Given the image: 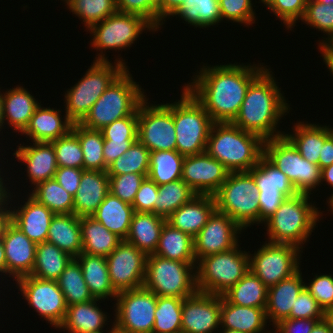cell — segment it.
Here are the masks:
<instances>
[{
  "label": "cell",
  "instance_id": "obj_18",
  "mask_svg": "<svg viewBox=\"0 0 333 333\" xmlns=\"http://www.w3.org/2000/svg\"><path fill=\"white\" fill-rule=\"evenodd\" d=\"M243 229L227 214L215 210L194 238L195 260L234 248Z\"/></svg>",
  "mask_w": 333,
  "mask_h": 333
},
{
  "label": "cell",
  "instance_id": "obj_79",
  "mask_svg": "<svg viewBox=\"0 0 333 333\" xmlns=\"http://www.w3.org/2000/svg\"><path fill=\"white\" fill-rule=\"evenodd\" d=\"M156 7H158L161 3L162 0H150Z\"/></svg>",
  "mask_w": 333,
  "mask_h": 333
},
{
  "label": "cell",
  "instance_id": "obj_49",
  "mask_svg": "<svg viewBox=\"0 0 333 333\" xmlns=\"http://www.w3.org/2000/svg\"><path fill=\"white\" fill-rule=\"evenodd\" d=\"M184 298L157 296L153 331L182 333V304Z\"/></svg>",
  "mask_w": 333,
  "mask_h": 333
},
{
  "label": "cell",
  "instance_id": "obj_52",
  "mask_svg": "<svg viewBox=\"0 0 333 333\" xmlns=\"http://www.w3.org/2000/svg\"><path fill=\"white\" fill-rule=\"evenodd\" d=\"M222 21H233L249 26L255 23L252 0H218ZM254 10V11H253Z\"/></svg>",
  "mask_w": 333,
  "mask_h": 333
},
{
  "label": "cell",
  "instance_id": "obj_23",
  "mask_svg": "<svg viewBox=\"0 0 333 333\" xmlns=\"http://www.w3.org/2000/svg\"><path fill=\"white\" fill-rule=\"evenodd\" d=\"M27 198L21 207L14 206L11 209V222L34 243H43L47 240L48 229L55 214L30 195Z\"/></svg>",
  "mask_w": 333,
  "mask_h": 333
},
{
  "label": "cell",
  "instance_id": "obj_29",
  "mask_svg": "<svg viewBox=\"0 0 333 333\" xmlns=\"http://www.w3.org/2000/svg\"><path fill=\"white\" fill-rule=\"evenodd\" d=\"M98 302L101 303L99 299H93L92 301L67 306L64 320L58 329H64L63 331L66 330L68 333L104 331L105 325L108 326L109 316L106 315L107 312L99 308L101 306Z\"/></svg>",
  "mask_w": 333,
  "mask_h": 333
},
{
  "label": "cell",
  "instance_id": "obj_30",
  "mask_svg": "<svg viewBox=\"0 0 333 333\" xmlns=\"http://www.w3.org/2000/svg\"><path fill=\"white\" fill-rule=\"evenodd\" d=\"M267 322L265 309L234 305L222 296L220 329L245 333H271L265 330Z\"/></svg>",
  "mask_w": 333,
  "mask_h": 333
},
{
  "label": "cell",
  "instance_id": "obj_57",
  "mask_svg": "<svg viewBox=\"0 0 333 333\" xmlns=\"http://www.w3.org/2000/svg\"><path fill=\"white\" fill-rule=\"evenodd\" d=\"M291 319H325V312L316 299L304 287L295 299L290 316Z\"/></svg>",
  "mask_w": 333,
  "mask_h": 333
},
{
  "label": "cell",
  "instance_id": "obj_34",
  "mask_svg": "<svg viewBox=\"0 0 333 333\" xmlns=\"http://www.w3.org/2000/svg\"><path fill=\"white\" fill-rule=\"evenodd\" d=\"M76 258L82 252L80 218L75 214H55L48 229L47 240Z\"/></svg>",
  "mask_w": 333,
  "mask_h": 333
},
{
  "label": "cell",
  "instance_id": "obj_6",
  "mask_svg": "<svg viewBox=\"0 0 333 333\" xmlns=\"http://www.w3.org/2000/svg\"><path fill=\"white\" fill-rule=\"evenodd\" d=\"M124 61H94L80 81L65 92V113L73 124L84 120L97 99L127 69Z\"/></svg>",
  "mask_w": 333,
  "mask_h": 333
},
{
  "label": "cell",
  "instance_id": "obj_64",
  "mask_svg": "<svg viewBox=\"0 0 333 333\" xmlns=\"http://www.w3.org/2000/svg\"><path fill=\"white\" fill-rule=\"evenodd\" d=\"M185 0H162L158 8V30L164 24L163 21L180 7Z\"/></svg>",
  "mask_w": 333,
  "mask_h": 333
},
{
  "label": "cell",
  "instance_id": "obj_1",
  "mask_svg": "<svg viewBox=\"0 0 333 333\" xmlns=\"http://www.w3.org/2000/svg\"><path fill=\"white\" fill-rule=\"evenodd\" d=\"M185 88L203 106L214 123L232 122L251 82L266 68L262 65L230 63L201 66ZM199 73V74H198Z\"/></svg>",
  "mask_w": 333,
  "mask_h": 333
},
{
  "label": "cell",
  "instance_id": "obj_13",
  "mask_svg": "<svg viewBox=\"0 0 333 333\" xmlns=\"http://www.w3.org/2000/svg\"><path fill=\"white\" fill-rule=\"evenodd\" d=\"M302 252L292 244L265 241L254 254H249V270L269 288L300 269Z\"/></svg>",
  "mask_w": 333,
  "mask_h": 333
},
{
  "label": "cell",
  "instance_id": "obj_55",
  "mask_svg": "<svg viewBox=\"0 0 333 333\" xmlns=\"http://www.w3.org/2000/svg\"><path fill=\"white\" fill-rule=\"evenodd\" d=\"M308 0H274L268 7L286 28L293 30L296 22L303 17Z\"/></svg>",
  "mask_w": 333,
  "mask_h": 333
},
{
  "label": "cell",
  "instance_id": "obj_26",
  "mask_svg": "<svg viewBox=\"0 0 333 333\" xmlns=\"http://www.w3.org/2000/svg\"><path fill=\"white\" fill-rule=\"evenodd\" d=\"M305 287L302 272L299 269L292 276L283 279L268 288L266 316L273 327L290 316L292 306L301 290Z\"/></svg>",
  "mask_w": 333,
  "mask_h": 333
},
{
  "label": "cell",
  "instance_id": "obj_61",
  "mask_svg": "<svg viewBox=\"0 0 333 333\" xmlns=\"http://www.w3.org/2000/svg\"><path fill=\"white\" fill-rule=\"evenodd\" d=\"M285 198L282 192H259L260 224L274 214Z\"/></svg>",
  "mask_w": 333,
  "mask_h": 333
},
{
  "label": "cell",
  "instance_id": "obj_22",
  "mask_svg": "<svg viewBox=\"0 0 333 333\" xmlns=\"http://www.w3.org/2000/svg\"><path fill=\"white\" fill-rule=\"evenodd\" d=\"M20 145V146H19ZM13 155L27 167L31 185L54 178L58 168L54 146L51 142H33V145L19 144ZM20 160V161H19Z\"/></svg>",
  "mask_w": 333,
  "mask_h": 333
},
{
  "label": "cell",
  "instance_id": "obj_67",
  "mask_svg": "<svg viewBox=\"0 0 333 333\" xmlns=\"http://www.w3.org/2000/svg\"><path fill=\"white\" fill-rule=\"evenodd\" d=\"M324 181L328 184V186L330 185L333 187V164L321 169V184Z\"/></svg>",
  "mask_w": 333,
  "mask_h": 333
},
{
  "label": "cell",
  "instance_id": "obj_58",
  "mask_svg": "<svg viewBox=\"0 0 333 333\" xmlns=\"http://www.w3.org/2000/svg\"><path fill=\"white\" fill-rule=\"evenodd\" d=\"M117 10L140 15L158 30V8L150 0H117Z\"/></svg>",
  "mask_w": 333,
  "mask_h": 333
},
{
  "label": "cell",
  "instance_id": "obj_14",
  "mask_svg": "<svg viewBox=\"0 0 333 333\" xmlns=\"http://www.w3.org/2000/svg\"><path fill=\"white\" fill-rule=\"evenodd\" d=\"M114 307V326L123 333H151L154 327L157 295L147 288L119 292Z\"/></svg>",
  "mask_w": 333,
  "mask_h": 333
},
{
  "label": "cell",
  "instance_id": "obj_66",
  "mask_svg": "<svg viewBox=\"0 0 333 333\" xmlns=\"http://www.w3.org/2000/svg\"><path fill=\"white\" fill-rule=\"evenodd\" d=\"M333 164V137L332 135L324 142L319 155V167L323 169Z\"/></svg>",
  "mask_w": 333,
  "mask_h": 333
},
{
  "label": "cell",
  "instance_id": "obj_51",
  "mask_svg": "<svg viewBox=\"0 0 333 333\" xmlns=\"http://www.w3.org/2000/svg\"><path fill=\"white\" fill-rule=\"evenodd\" d=\"M51 143L54 146L58 167L83 169V151L77 135L72 130Z\"/></svg>",
  "mask_w": 333,
  "mask_h": 333
},
{
  "label": "cell",
  "instance_id": "obj_65",
  "mask_svg": "<svg viewBox=\"0 0 333 333\" xmlns=\"http://www.w3.org/2000/svg\"><path fill=\"white\" fill-rule=\"evenodd\" d=\"M12 197L8 190L7 195L0 201V239H3L5 230L11 223V209L7 205L12 202Z\"/></svg>",
  "mask_w": 333,
  "mask_h": 333
},
{
  "label": "cell",
  "instance_id": "obj_5",
  "mask_svg": "<svg viewBox=\"0 0 333 333\" xmlns=\"http://www.w3.org/2000/svg\"><path fill=\"white\" fill-rule=\"evenodd\" d=\"M132 77L127 68L97 99L80 124L101 130L116 120L132 115L146 98L144 89Z\"/></svg>",
  "mask_w": 333,
  "mask_h": 333
},
{
  "label": "cell",
  "instance_id": "obj_27",
  "mask_svg": "<svg viewBox=\"0 0 333 333\" xmlns=\"http://www.w3.org/2000/svg\"><path fill=\"white\" fill-rule=\"evenodd\" d=\"M62 117L61 110L42 107L41 104L29 120L28 125L21 132L31 142H51L66 135L73 126L65 113ZM64 118V119H63ZM63 120V121H62Z\"/></svg>",
  "mask_w": 333,
  "mask_h": 333
},
{
  "label": "cell",
  "instance_id": "obj_70",
  "mask_svg": "<svg viewBox=\"0 0 333 333\" xmlns=\"http://www.w3.org/2000/svg\"><path fill=\"white\" fill-rule=\"evenodd\" d=\"M0 273H3L4 276H6V257L2 239H0Z\"/></svg>",
  "mask_w": 333,
  "mask_h": 333
},
{
  "label": "cell",
  "instance_id": "obj_9",
  "mask_svg": "<svg viewBox=\"0 0 333 333\" xmlns=\"http://www.w3.org/2000/svg\"><path fill=\"white\" fill-rule=\"evenodd\" d=\"M234 248L208 255L196 264L199 292L222 296L249 271V251ZM240 248V249H239Z\"/></svg>",
  "mask_w": 333,
  "mask_h": 333
},
{
  "label": "cell",
  "instance_id": "obj_56",
  "mask_svg": "<svg viewBox=\"0 0 333 333\" xmlns=\"http://www.w3.org/2000/svg\"><path fill=\"white\" fill-rule=\"evenodd\" d=\"M305 288L316 299L319 306L326 313L333 308V276L332 274L315 275Z\"/></svg>",
  "mask_w": 333,
  "mask_h": 333
},
{
  "label": "cell",
  "instance_id": "obj_35",
  "mask_svg": "<svg viewBox=\"0 0 333 333\" xmlns=\"http://www.w3.org/2000/svg\"><path fill=\"white\" fill-rule=\"evenodd\" d=\"M133 213L134 209L131 204L121 201L109 192L91 217L104 225L110 232L125 240Z\"/></svg>",
  "mask_w": 333,
  "mask_h": 333
},
{
  "label": "cell",
  "instance_id": "obj_44",
  "mask_svg": "<svg viewBox=\"0 0 333 333\" xmlns=\"http://www.w3.org/2000/svg\"><path fill=\"white\" fill-rule=\"evenodd\" d=\"M34 189V190H33ZM29 193L54 214H72L74 198L54 178L38 183Z\"/></svg>",
  "mask_w": 333,
  "mask_h": 333
},
{
  "label": "cell",
  "instance_id": "obj_40",
  "mask_svg": "<svg viewBox=\"0 0 333 333\" xmlns=\"http://www.w3.org/2000/svg\"><path fill=\"white\" fill-rule=\"evenodd\" d=\"M171 16H178L187 24L202 29L222 21L218 0H185Z\"/></svg>",
  "mask_w": 333,
  "mask_h": 333
},
{
  "label": "cell",
  "instance_id": "obj_16",
  "mask_svg": "<svg viewBox=\"0 0 333 333\" xmlns=\"http://www.w3.org/2000/svg\"><path fill=\"white\" fill-rule=\"evenodd\" d=\"M21 296L28 305L51 326L58 328L63 322L67 305L64 295L54 280H44L31 275L16 280Z\"/></svg>",
  "mask_w": 333,
  "mask_h": 333
},
{
  "label": "cell",
  "instance_id": "obj_46",
  "mask_svg": "<svg viewBox=\"0 0 333 333\" xmlns=\"http://www.w3.org/2000/svg\"><path fill=\"white\" fill-rule=\"evenodd\" d=\"M197 194L182 180L158 186L157 202L153 213L168 218L180 206L189 202Z\"/></svg>",
  "mask_w": 333,
  "mask_h": 333
},
{
  "label": "cell",
  "instance_id": "obj_17",
  "mask_svg": "<svg viewBox=\"0 0 333 333\" xmlns=\"http://www.w3.org/2000/svg\"><path fill=\"white\" fill-rule=\"evenodd\" d=\"M106 260L110 282L117 293L143 287L147 260L144 252L122 240Z\"/></svg>",
  "mask_w": 333,
  "mask_h": 333
},
{
  "label": "cell",
  "instance_id": "obj_11",
  "mask_svg": "<svg viewBox=\"0 0 333 333\" xmlns=\"http://www.w3.org/2000/svg\"><path fill=\"white\" fill-rule=\"evenodd\" d=\"M145 30L158 31L144 17L119 11L92 25L87 30L92 35L90 45L96 51H100L93 61H109L105 53L107 49L116 51L125 50L127 47L129 49Z\"/></svg>",
  "mask_w": 333,
  "mask_h": 333
},
{
  "label": "cell",
  "instance_id": "obj_48",
  "mask_svg": "<svg viewBox=\"0 0 333 333\" xmlns=\"http://www.w3.org/2000/svg\"><path fill=\"white\" fill-rule=\"evenodd\" d=\"M67 8L84 22L86 30L116 13L117 0H61Z\"/></svg>",
  "mask_w": 333,
  "mask_h": 333
},
{
  "label": "cell",
  "instance_id": "obj_78",
  "mask_svg": "<svg viewBox=\"0 0 333 333\" xmlns=\"http://www.w3.org/2000/svg\"><path fill=\"white\" fill-rule=\"evenodd\" d=\"M325 47L333 54V39Z\"/></svg>",
  "mask_w": 333,
  "mask_h": 333
},
{
  "label": "cell",
  "instance_id": "obj_50",
  "mask_svg": "<svg viewBox=\"0 0 333 333\" xmlns=\"http://www.w3.org/2000/svg\"><path fill=\"white\" fill-rule=\"evenodd\" d=\"M301 21L327 35L319 42V48L325 47L333 39V4L308 0Z\"/></svg>",
  "mask_w": 333,
  "mask_h": 333
},
{
  "label": "cell",
  "instance_id": "obj_28",
  "mask_svg": "<svg viewBox=\"0 0 333 333\" xmlns=\"http://www.w3.org/2000/svg\"><path fill=\"white\" fill-rule=\"evenodd\" d=\"M39 105L38 100L23 86L7 89L2 93V129L7 121L12 130L21 133Z\"/></svg>",
  "mask_w": 333,
  "mask_h": 333
},
{
  "label": "cell",
  "instance_id": "obj_10",
  "mask_svg": "<svg viewBox=\"0 0 333 333\" xmlns=\"http://www.w3.org/2000/svg\"><path fill=\"white\" fill-rule=\"evenodd\" d=\"M196 264L148 255L144 287L162 297L187 298L198 290Z\"/></svg>",
  "mask_w": 333,
  "mask_h": 333
},
{
  "label": "cell",
  "instance_id": "obj_77",
  "mask_svg": "<svg viewBox=\"0 0 333 333\" xmlns=\"http://www.w3.org/2000/svg\"><path fill=\"white\" fill-rule=\"evenodd\" d=\"M274 0H260L259 3H263L267 8L273 3Z\"/></svg>",
  "mask_w": 333,
  "mask_h": 333
},
{
  "label": "cell",
  "instance_id": "obj_62",
  "mask_svg": "<svg viewBox=\"0 0 333 333\" xmlns=\"http://www.w3.org/2000/svg\"><path fill=\"white\" fill-rule=\"evenodd\" d=\"M323 319H291L281 320L274 326L273 333H311L315 325Z\"/></svg>",
  "mask_w": 333,
  "mask_h": 333
},
{
  "label": "cell",
  "instance_id": "obj_59",
  "mask_svg": "<svg viewBox=\"0 0 333 333\" xmlns=\"http://www.w3.org/2000/svg\"><path fill=\"white\" fill-rule=\"evenodd\" d=\"M157 195L158 185L149 177H145L132 204L134 212L153 213Z\"/></svg>",
  "mask_w": 333,
  "mask_h": 333
},
{
  "label": "cell",
  "instance_id": "obj_36",
  "mask_svg": "<svg viewBox=\"0 0 333 333\" xmlns=\"http://www.w3.org/2000/svg\"><path fill=\"white\" fill-rule=\"evenodd\" d=\"M82 253L107 257L122 241L93 217H81Z\"/></svg>",
  "mask_w": 333,
  "mask_h": 333
},
{
  "label": "cell",
  "instance_id": "obj_75",
  "mask_svg": "<svg viewBox=\"0 0 333 333\" xmlns=\"http://www.w3.org/2000/svg\"><path fill=\"white\" fill-rule=\"evenodd\" d=\"M220 331H218L219 333H245V332H240V331H236V330H231V329H219Z\"/></svg>",
  "mask_w": 333,
  "mask_h": 333
},
{
  "label": "cell",
  "instance_id": "obj_41",
  "mask_svg": "<svg viewBox=\"0 0 333 333\" xmlns=\"http://www.w3.org/2000/svg\"><path fill=\"white\" fill-rule=\"evenodd\" d=\"M184 158L177 150L150 152L148 177L158 186L181 179Z\"/></svg>",
  "mask_w": 333,
  "mask_h": 333
},
{
  "label": "cell",
  "instance_id": "obj_7",
  "mask_svg": "<svg viewBox=\"0 0 333 333\" xmlns=\"http://www.w3.org/2000/svg\"><path fill=\"white\" fill-rule=\"evenodd\" d=\"M213 196L216 210L227 214L243 230L260 224L259 191L249 171L229 173Z\"/></svg>",
  "mask_w": 333,
  "mask_h": 333
},
{
  "label": "cell",
  "instance_id": "obj_45",
  "mask_svg": "<svg viewBox=\"0 0 333 333\" xmlns=\"http://www.w3.org/2000/svg\"><path fill=\"white\" fill-rule=\"evenodd\" d=\"M67 306L92 301L89 288L84 280L79 262L73 258L56 280Z\"/></svg>",
  "mask_w": 333,
  "mask_h": 333
},
{
  "label": "cell",
  "instance_id": "obj_72",
  "mask_svg": "<svg viewBox=\"0 0 333 333\" xmlns=\"http://www.w3.org/2000/svg\"><path fill=\"white\" fill-rule=\"evenodd\" d=\"M1 89V88H0ZM2 120H3V112H2V93L0 91V129L2 130ZM0 130V131H1Z\"/></svg>",
  "mask_w": 333,
  "mask_h": 333
},
{
  "label": "cell",
  "instance_id": "obj_19",
  "mask_svg": "<svg viewBox=\"0 0 333 333\" xmlns=\"http://www.w3.org/2000/svg\"><path fill=\"white\" fill-rule=\"evenodd\" d=\"M222 296L197 291L184 298L182 333H218L221 321Z\"/></svg>",
  "mask_w": 333,
  "mask_h": 333
},
{
  "label": "cell",
  "instance_id": "obj_15",
  "mask_svg": "<svg viewBox=\"0 0 333 333\" xmlns=\"http://www.w3.org/2000/svg\"><path fill=\"white\" fill-rule=\"evenodd\" d=\"M148 99L138 106V140L150 152L176 150L173 103L149 105Z\"/></svg>",
  "mask_w": 333,
  "mask_h": 333
},
{
  "label": "cell",
  "instance_id": "obj_4",
  "mask_svg": "<svg viewBox=\"0 0 333 333\" xmlns=\"http://www.w3.org/2000/svg\"><path fill=\"white\" fill-rule=\"evenodd\" d=\"M310 199V194L305 193L286 197L274 214L263 223L267 227V242L292 244L303 250L302 245L308 242L323 214Z\"/></svg>",
  "mask_w": 333,
  "mask_h": 333
},
{
  "label": "cell",
  "instance_id": "obj_31",
  "mask_svg": "<svg viewBox=\"0 0 333 333\" xmlns=\"http://www.w3.org/2000/svg\"><path fill=\"white\" fill-rule=\"evenodd\" d=\"M166 222V218L155 213L134 212L125 240L147 256L154 254Z\"/></svg>",
  "mask_w": 333,
  "mask_h": 333
},
{
  "label": "cell",
  "instance_id": "obj_37",
  "mask_svg": "<svg viewBox=\"0 0 333 333\" xmlns=\"http://www.w3.org/2000/svg\"><path fill=\"white\" fill-rule=\"evenodd\" d=\"M154 255L186 263H197L194 254V238L165 223Z\"/></svg>",
  "mask_w": 333,
  "mask_h": 333
},
{
  "label": "cell",
  "instance_id": "obj_63",
  "mask_svg": "<svg viewBox=\"0 0 333 333\" xmlns=\"http://www.w3.org/2000/svg\"><path fill=\"white\" fill-rule=\"evenodd\" d=\"M135 141H113L104 139L103 155L108 167L113 161L127 151Z\"/></svg>",
  "mask_w": 333,
  "mask_h": 333
},
{
  "label": "cell",
  "instance_id": "obj_24",
  "mask_svg": "<svg viewBox=\"0 0 333 333\" xmlns=\"http://www.w3.org/2000/svg\"><path fill=\"white\" fill-rule=\"evenodd\" d=\"M109 193L107 171L83 170L74 198L73 214L91 217Z\"/></svg>",
  "mask_w": 333,
  "mask_h": 333
},
{
  "label": "cell",
  "instance_id": "obj_68",
  "mask_svg": "<svg viewBox=\"0 0 333 333\" xmlns=\"http://www.w3.org/2000/svg\"><path fill=\"white\" fill-rule=\"evenodd\" d=\"M319 50L322 55L323 62H325L330 74L333 76V54L326 47L319 48Z\"/></svg>",
  "mask_w": 333,
  "mask_h": 333
},
{
  "label": "cell",
  "instance_id": "obj_73",
  "mask_svg": "<svg viewBox=\"0 0 333 333\" xmlns=\"http://www.w3.org/2000/svg\"><path fill=\"white\" fill-rule=\"evenodd\" d=\"M1 169H0V189H8L6 186V184H5V182L4 181H7V180H4V177L1 175ZM2 176V177H1Z\"/></svg>",
  "mask_w": 333,
  "mask_h": 333
},
{
  "label": "cell",
  "instance_id": "obj_43",
  "mask_svg": "<svg viewBox=\"0 0 333 333\" xmlns=\"http://www.w3.org/2000/svg\"><path fill=\"white\" fill-rule=\"evenodd\" d=\"M78 137L83 151V169L107 171L105 165L103 146L104 138L101 130L89 129L80 123L73 124L71 129Z\"/></svg>",
  "mask_w": 333,
  "mask_h": 333
},
{
  "label": "cell",
  "instance_id": "obj_80",
  "mask_svg": "<svg viewBox=\"0 0 333 333\" xmlns=\"http://www.w3.org/2000/svg\"><path fill=\"white\" fill-rule=\"evenodd\" d=\"M112 327H111V330H108L107 333H112L113 330L115 329V326H114V323H112ZM91 333H104L103 331H98V332H91Z\"/></svg>",
  "mask_w": 333,
  "mask_h": 333
},
{
  "label": "cell",
  "instance_id": "obj_74",
  "mask_svg": "<svg viewBox=\"0 0 333 333\" xmlns=\"http://www.w3.org/2000/svg\"><path fill=\"white\" fill-rule=\"evenodd\" d=\"M333 193V192H332ZM328 206H329V210H331V214H333V194H331V196L329 197V199L327 200Z\"/></svg>",
  "mask_w": 333,
  "mask_h": 333
},
{
  "label": "cell",
  "instance_id": "obj_38",
  "mask_svg": "<svg viewBox=\"0 0 333 333\" xmlns=\"http://www.w3.org/2000/svg\"><path fill=\"white\" fill-rule=\"evenodd\" d=\"M268 287L249 270L222 296L234 305L266 309Z\"/></svg>",
  "mask_w": 333,
  "mask_h": 333
},
{
  "label": "cell",
  "instance_id": "obj_2",
  "mask_svg": "<svg viewBox=\"0 0 333 333\" xmlns=\"http://www.w3.org/2000/svg\"><path fill=\"white\" fill-rule=\"evenodd\" d=\"M269 70L270 68H265L251 82L241 108L231 122L244 131L259 135L263 140L284 135L285 132L278 131L277 128L281 118L291 108L276 84L278 82L273 77V72Z\"/></svg>",
  "mask_w": 333,
  "mask_h": 333
},
{
  "label": "cell",
  "instance_id": "obj_60",
  "mask_svg": "<svg viewBox=\"0 0 333 333\" xmlns=\"http://www.w3.org/2000/svg\"><path fill=\"white\" fill-rule=\"evenodd\" d=\"M84 169L58 167L54 179L73 197L76 195Z\"/></svg>",
  "mask_w": 333,
  "mask_h": 333
},
{
  "label": "cell",
  "instance_id": "obj_25",
  "mask_svg": "<svg viewBox=\"0 0 333 333\" xmlns=\"http://www.w3.org/2000/svg\"><path fill=\"white\" fill-rule=\"evenodd\" d=\"M216 210L212 195H196L189 202L180 206L168 218L172 227L195 238Z\"/></svg>",
  "mask_w": 333,
  "mask_h": 333
},
{
  "label": "cell",
  "instance_id": "obj_32",
  "mask_svg": "<svg viewBox=\"0 0 333 333\" xmlns=\"http://www.w3.org/2000/svg\"><path fill=\"white\" fill-rule=\"evenodd\" d=\"M82 268L84 280L94 299H116L117 292L110 282L106 257L80 253L75 258Z\"/></svg>",
  "mask_w": 333,
  "mask_h": 333
},
{
  "label": "cell",
  "instance_id": "obj_76",
  "mask_svg": "<svg viewBox=\"0 0 333 333\" xmlns=\"http://www.w3.org/2000/svg\"><path fill=\"white\" fill-rule=\"evenodd\" d=\"M8 189H0V201L7 195Z\"/></svg>",
  "mask_w": 333,
  "mask_h": 333
},
{
  "label": "cell",
  "instance_id": "obj_39",
  "mask_svg": "<svg viewBox=\"0 0 333 333\" xmlns=\"http://www.w3.org/2000/svg\"><path fill=\"white\" fill-rule=\"evenodd\" d=\"M73 259L53 243L45 241L36 245L35 264L31 276L56 281Z\"/></svg>",
  "mask_w": 333,
  "mask_h": 333
},
{
  "label": "cell",
  "instance_id": "obj_69",
  "mask_svg": "<svg viewBox=\"0 0 333 333\" xmlns=\"http://www.w3.org/2000/svg\"><path fill=\"white\" fill-rule=\"evenodd\" d=\"M311 333H333V330L330 323L326 319H323L315 325Z\"/></svg>",
  "mask_w": 333,
  "mask_h": 333
},
{
  "label": "cell",
  "instance_id": "obj_47",
  "mask_svg": "<svg viewBox=\"0 0 333 333\" xmlns=\"http://www.w3.org/2000/svg\"><path fill=\"white\" fill-rule=\"evenodd\" d=\"M150 165V151L139 140L113 161L107 169L108 176L126 173L143 174L148 177Z\"/></svg>",
  "mask_w": 333,
  "mask_h": 333
},
{
  "label": "cell",
  "instance_id": "obj_33",
  "mask_svg": "<svg viewBox=\"0 0 333 333\" xmlns=\"http://www.w3.org/2000/svg\"><path fill=\"white\" fill-rule=\"evenodd\" d=\"M293 133L284 135L293 143L298 152L310 163L319 165V155L324 142L331 136L329 125H319L297 121Z\"/></svg>",
  "mask_w": 333,
  "mask_h": 333
},
{
  "label": "cell",
  "instance_id": "obj_21",
  "mask_svg": "<svg viewBox=\"0 0 333 333\" xmlns=\"http://www.w3.org/2000/svg\"><path fill=\"white\" fill-rule=\"evenodd\" d=\"M6 257V274L15 281L31 275L36 254V243L31 241L12 222L7 226L2 239Z\"/></svg>",
  "mask_w": 333,
  "mask_h": 333
},
{
  "label": "cell",
  "instance_id": "obj_12",
  "mask_svg": "<svg viewBox=\"0 0 333 333\" xmlns=\"http://www.w3.org/2000/svg\"><path fill=\"white\" fill-rule=\"evenodd\" d=\"M263 156L285 173L298 193H311L321 185L319 165L310 163L285 136L264 140Z\"/></svg>",
  "mask_w": 333,
  "mask_h": 333
},
{
  "label": "cell",
  "instance_id": "obj_42",
  "mask_svg": "<svg viewBox=\"0 0 333 333\" xmlns=\"http://www.w3.org/2000/svg\"><path fill=\"white\" fill-rule=\"evenodd\" d=\"M259 192H282L286 197L298 194L287 175L262 156L256 166L249 171Z\"/></svg>",
  "mask_w": 333,
  "mask_h": 333
},
{
  "label": "cell",
  "instance_id": "obj_71",
  "mask_svg": "<svg viewBox=\"0 0 333 333\" xmlns=\"http://www.w3.org/2000/svg\"><path fill=\"white\" fill-rule=\"evenodd\" d=\"M325 319L330 323V326L333 330V308L325 313Z\"/></svg>",
  "mask_w": 333,
  "mask_h": 333
},
{
  "label": "cell",
  "instance_id": "obj_54",
  "mask_svg": "<svg viewBox=\"0 0 333 333\" xmlns=\"http://www.w3.org/2000/svg\"><path fill=\"white\" fill-rule=\"evenodd\" d=\"M103 138L113 141L138 140V109L130 116L116 120L101 129Z\"/></svg>",
  "mask_w": 333,
  "mask_h": 333
},
{
  "label": "cell",
  "instance_id": "obj_20",
  "mask_svg": "<svg viewBox=\"0 0 333 333\" xmlns=\"http://www.w3.org/2000/svg\"><path fill=\"white\" fill-rule=\"evenodd\" d=\"M230 172L207 152L185 156L182 180L197 195H214Z\"/></svg>",
  "mask_w": 333,
  "mask_h": 333
},
{
  "label": "cell",
  "instance_id": "obj_8",
  "mask_svg": "<svg viewBox=\"0 0 333 333\" xmlns=\"http://www.w3.org/2000/svg\"><path fill=\"white\" fill-rule=\"evenodd\" d=\"M180 100L173 102L176 150L183 156L206 152L213 121L203 106L183 86Z\"/></svg>",
  "mask_w": 333,
  "mask_h": 333
},
{
  "label": "cell",
  "instance_id": "obj_3",
  "mask_svg": "<svg viewBox=\"0 0 333 333\" xmlns=\"http://www.w3.org/2000/svg\"><path fill=\"white\" fill-rule=\"evenodd\" d=\"M264 140L231 122L213 123L206 152L231 172H247L263 156Z\"/></svg>",
  "mask_w": 333,
  "mask_h": 333
},
{
  "label": "cell",
  "instance_id": "obj_53",
  "mask_svg": "<svg viewBox=\"0 0 333 333\" xmlns=\"http://www.w3.org/2000/svg\"><path fill=\"white\" fill-rule=\"evenodd\" d=\"M144 179L143 174L135 173L109 176V192L121 201L132 205Z\"/></svg>",
  "mask_w": 333,
  "mask_h": 333
}]
</instances>
